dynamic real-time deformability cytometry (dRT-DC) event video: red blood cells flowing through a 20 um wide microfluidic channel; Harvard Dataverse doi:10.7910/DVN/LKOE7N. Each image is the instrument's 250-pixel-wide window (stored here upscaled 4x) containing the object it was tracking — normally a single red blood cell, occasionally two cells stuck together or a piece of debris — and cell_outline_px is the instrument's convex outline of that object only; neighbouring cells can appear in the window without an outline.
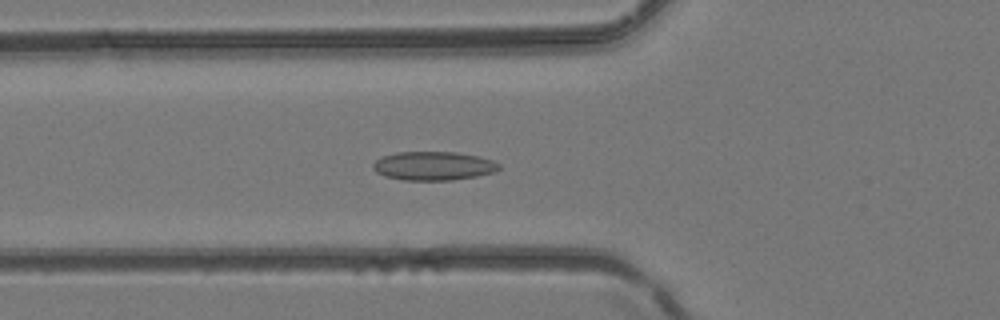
{"species": "common noctule bat (a hibernating species)", "species_latin": "Nyctalus noctula", "temperature_condition": "room temperature", "stored_images_in_passage": 42, "camera_frame_rate_fps": 3000, "um_per_image_px": 0.085, "animal": {"sex": "female", "body_mass_g": 24.6, "forearm_length_mm": 56.2}, "frame": {"image": 1, "passage_image": 16, "time_ms": 5.0, "image_size_px": [1000, 320], "cell_outline_px": [[500, 168], [492, 172], [476, 176], [452, 180], [404, 180], [384, 176], [376, 172], [372, 168], [372, 164], [380, 156], [396, 152], [456, 152], [476, 156], [492, 160], [500, 164]], "centroid_in_image_um": [36.79, 14.1], "position_along_channel_um": 89.0, "area_um2": 21.1}}
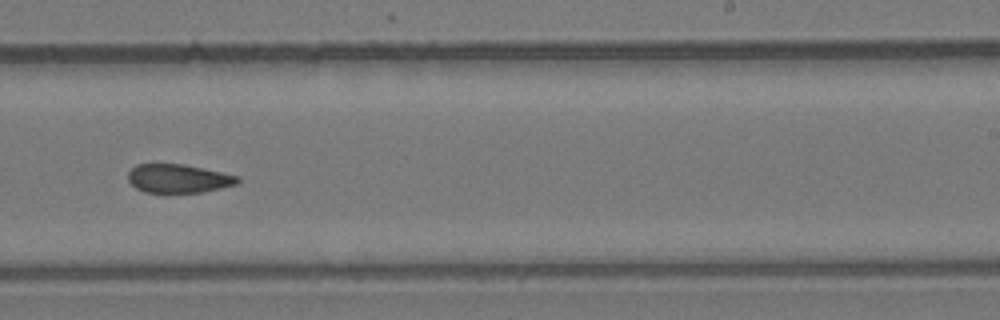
{"frame": {"image": 2, "passage_image": 27, "time_ms": 8.667, "image_size_px": [1000, 320], "cell_outline_px": [[240, 180], [236, 184], [204, 192], [144, 192], [136, 188], [128, 180], [128, 172], [136, 164], [184, 164], [220, 172], [236, 176]], "centroid_in_image_um": [15.12, 15.17], "position_along_channel_um": 273.9, "area_um2": 18.03}}
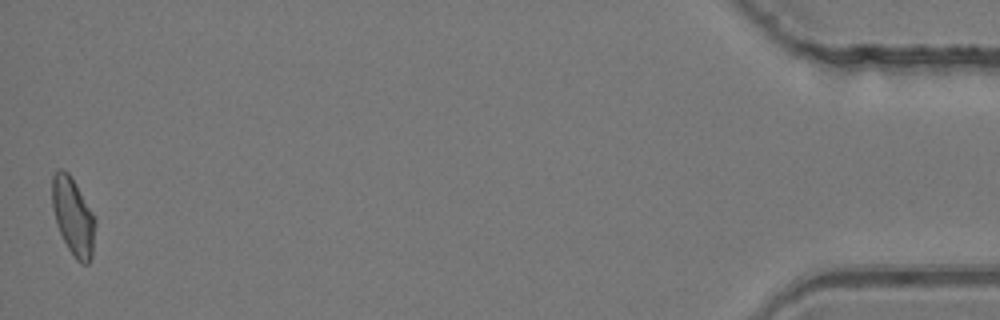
{"frame": {"image": 3, "passage_image": 42, "time_ms": 13.667, "image_size_px": [1000, 320], "cell_outline_px": [[96, 224], [92, 256], [88, 264], [80, 264], [76, 260], [68, 248], [56, 224], [52, 208], [52, 176], [60, 168], [68, 172], [76, 184], [92, 212], [96, 220]], "centroid_in_image_um": [6.22, 18.42], "position_along_channel_um": 429.0, "area_um2": 19.48}}